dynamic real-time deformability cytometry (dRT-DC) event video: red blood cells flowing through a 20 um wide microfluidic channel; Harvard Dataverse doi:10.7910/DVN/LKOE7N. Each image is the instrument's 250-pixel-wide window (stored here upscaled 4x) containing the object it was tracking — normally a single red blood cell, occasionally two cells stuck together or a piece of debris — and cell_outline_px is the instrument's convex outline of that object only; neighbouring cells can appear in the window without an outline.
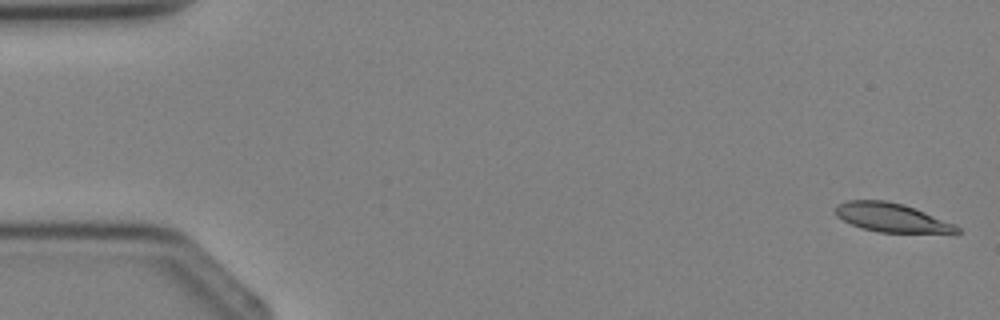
{"species": "Egyptian fruit bat (a non-hibernating species)", "species_latin": "Rousettus aegyptiacus", "temperature_condition": "cold", "stored_images_in_passage": 4, "segment_of_instrument_passage": [1, 2], "camera_frame_rate_fps": 3000, "um_per_image_px": 0.085, "animal": {"sex": "female"}, "frame": {"image": 1, "passage_image": 1, "time_ms": 0.0, "image_size_px": [1000, 320], "cell_outline_px": [[960, 232], [956, 236], [880, 232], [864, 228], [852, 224], [836, 216], [836, 204], [848, 200], [884, 200], [904, 204], [924, 212], [952, 224], [960, 228]], "centroid_in_image_um": [75.9, 18.54], "position_along_channel_um": 9.1, "area_um2": 20.92}}
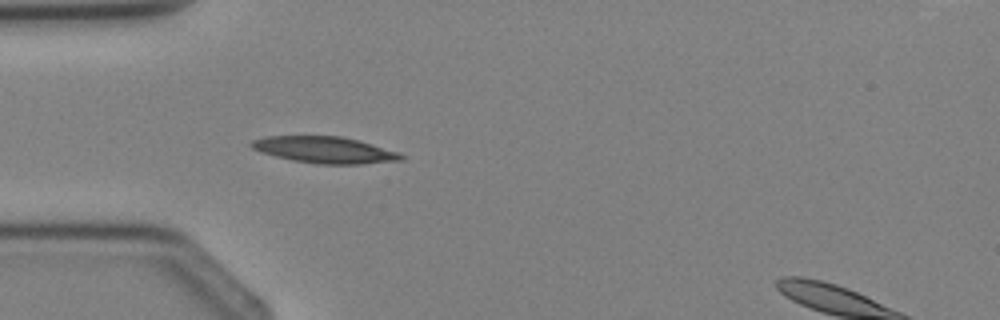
{"frame": {"image": 2, "passage_image": 3, "time_ms": 3.333, "image_size_px": [1000, 320], "cell_outline_px": [[404, 160], [360, 164], [316, 164], [292, 160], [260, 152], [252, 148], [248, 144], [252, 140], [268, 136], [344, 136], [360, 140], [400, 152], [404, 156]], "centroid_in_image_um": [27.63, 12.74], "position_along_channel_um": 57.4, "area_um2": 23.35}}